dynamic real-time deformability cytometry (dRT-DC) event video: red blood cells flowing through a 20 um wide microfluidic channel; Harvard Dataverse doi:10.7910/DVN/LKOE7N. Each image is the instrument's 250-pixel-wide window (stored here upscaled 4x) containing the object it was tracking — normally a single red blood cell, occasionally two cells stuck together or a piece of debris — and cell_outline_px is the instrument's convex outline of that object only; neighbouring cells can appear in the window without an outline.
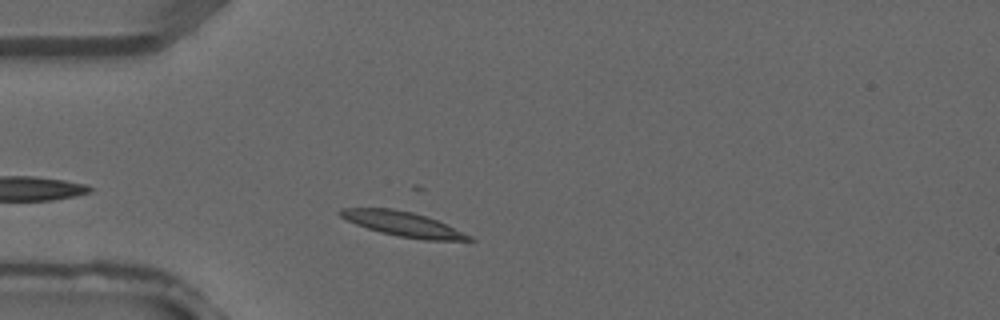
{"species": "common noctule bat (a hibernating species)", "species_latin": "Nyctalus noctula", "temperature_condition": "warm", "stored_images_in_passage": 2, "camera_frame_rate_fps": 3000, "um_per_image_px": 0.085, "animal": {"sex": "male", "forearm_length_mm": 52.5}, "frame": {"image": 1, "passage_image": 2, "time_ms": 0.333, "image_size_px": [1000, 320], "cell_outline_px": [[476, 240], [424, 240], [400, 236], [380, 232], [356, 224], [340, 216], [336, 212], [340, 208], [392, 208], [412, 212], [436, 220], [472, 236]], "centroid_in_image_um": [34.22, 19.03], "position_along_channel_um": 50.8, "area_um2": 18.21}}